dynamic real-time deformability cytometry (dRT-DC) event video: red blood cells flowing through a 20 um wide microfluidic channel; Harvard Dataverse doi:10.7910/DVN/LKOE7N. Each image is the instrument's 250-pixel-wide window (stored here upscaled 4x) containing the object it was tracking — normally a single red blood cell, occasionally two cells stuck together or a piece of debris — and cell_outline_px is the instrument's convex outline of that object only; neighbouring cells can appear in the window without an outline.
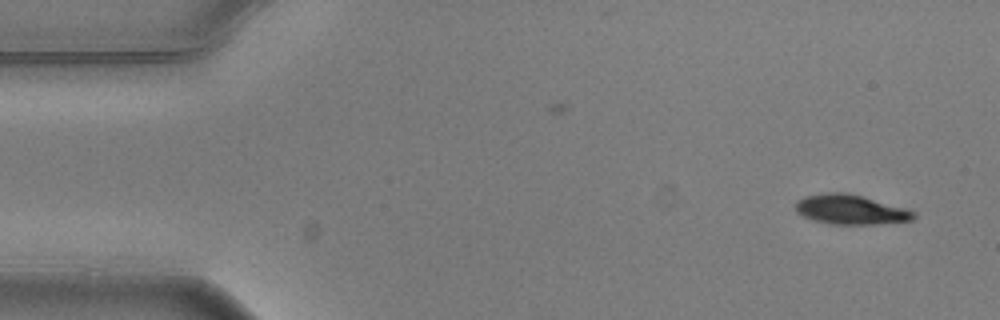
{"species": "common noctule bat (a hibernating species)", "species_latin": "Nyctalus noctula", "temperature_condition": "warm", "stored_images_in_passage": 3, "camera_frame_rate_fps": 3000, "um_per_image_px": 0.085, "animal": {"sex": "male", "body_mass_g": 20.5, "forearm_length_mm": 52.5}, "frame": {"image": 1, "passage_image": 3, "time_ms": 0.667, "image_size_px": [1000, 320], "cell_outline_px": [[916, 216], [912, 220], [872, 224], [828, 224], [812, 220], [796, 212], [796, 200], [804, 196], [824, 192], [848, 192], [864, 196], [908, 208], [916, 212]], "centroid_in_image_um": [72.3, 17.79], "position_along_channel_um": 12.7, "area_um2": 20.75}}